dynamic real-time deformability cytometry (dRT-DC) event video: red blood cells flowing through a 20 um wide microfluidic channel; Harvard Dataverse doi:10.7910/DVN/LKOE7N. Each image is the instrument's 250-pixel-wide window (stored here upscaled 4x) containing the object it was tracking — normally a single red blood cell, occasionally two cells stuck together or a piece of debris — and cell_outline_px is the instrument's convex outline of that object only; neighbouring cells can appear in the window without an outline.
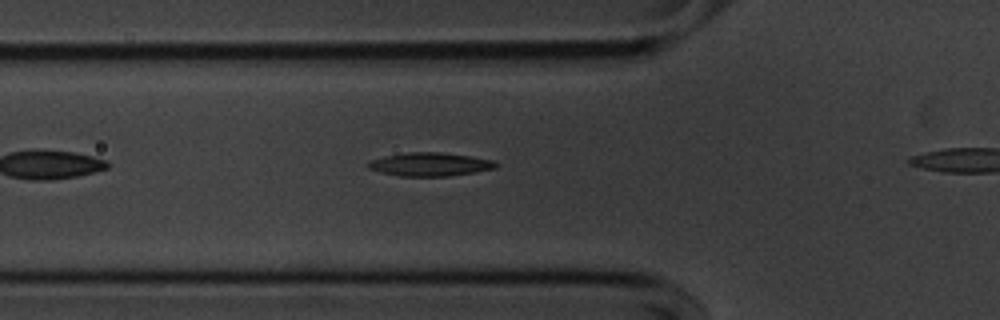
{"species": "common noctule bat (a hibernating species)", "species_latin": "Nyctalus noctula", "temperature_condition": "cold", "stored_images_in_passage": 18, "camera_frame_rate_fps": 3000, "um_per_image_px": 0.085, "animal": {"sex": "male", "body_mass_g": 20.1, "forearm_length_mm": 53.5}, "frame": {"image": 1, "passage_image": 6, "time_ms": 1.667, "image_size_px": [1000, 320], "cell_outline_px": [[496, 168], [476, 172], [448, 176], [400, 176], [380, 172], [368, 168], [364, 164], [372, 160], [384, 156], [408, 152], [440, 152], [468, 156], [492, 160], [496, 164]], "centroid_in_image_um": [36.5, 13.97], "position_along_channel_um": 89.3, "area_um2": 17.34}}
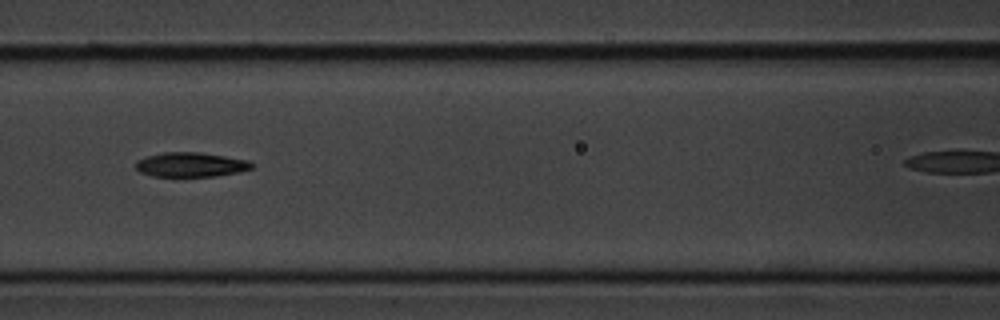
{"frame": {"image": 2, "passage_image": 11, "time_ms": 3.333, "image_size_px": [1000, 320], "cell_outline_px": [[252, 168], [240, 172], [216, 176], [152, 176], [140, 172], [136, 168], [136, 160], [148, 156], [164, 152], [200, 152], [248, 160], [252, 164]], "centroid_in_image_um": [16.21, 13.99], "position_along_channel_um": 150.4, "area_um2": 16.47}}